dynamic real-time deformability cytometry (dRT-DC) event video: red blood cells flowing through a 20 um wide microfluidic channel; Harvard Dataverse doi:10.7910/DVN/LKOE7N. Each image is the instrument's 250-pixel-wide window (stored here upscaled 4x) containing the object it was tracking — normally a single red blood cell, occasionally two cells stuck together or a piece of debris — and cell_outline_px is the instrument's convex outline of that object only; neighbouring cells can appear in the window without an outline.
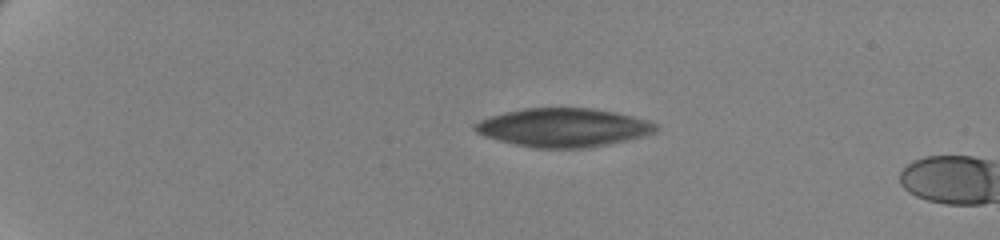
{"species": "human", "species_latin": "Homo sapiens", "temperature_condition": "cold", "stored_images_in_passage": 17, "camera_frame_rate_fps": 3000, "um_per_image_px": 0.085, "donor": {"sex": "female"}, "frame": {"image": 1, "passage_image": 15, "time_ms": 4.667, "image_size_px": [1000, 240], "cell_outline_px": [[660, 128], [656, 132], [644, 136], [628, 140], [608, 144], [584, 148], [536, 148], [516, 144], [484, 136], [476, 132], [472, 128], [472, 124], [488, 116], [504, 112], [524, 108], [592, 108], [616, 112], [648, 120], [656, 124]], "centroid_in_image_um": [47.89, 10.83], "position_along_channel_um": 37.1, "area_um2": 40.86}}